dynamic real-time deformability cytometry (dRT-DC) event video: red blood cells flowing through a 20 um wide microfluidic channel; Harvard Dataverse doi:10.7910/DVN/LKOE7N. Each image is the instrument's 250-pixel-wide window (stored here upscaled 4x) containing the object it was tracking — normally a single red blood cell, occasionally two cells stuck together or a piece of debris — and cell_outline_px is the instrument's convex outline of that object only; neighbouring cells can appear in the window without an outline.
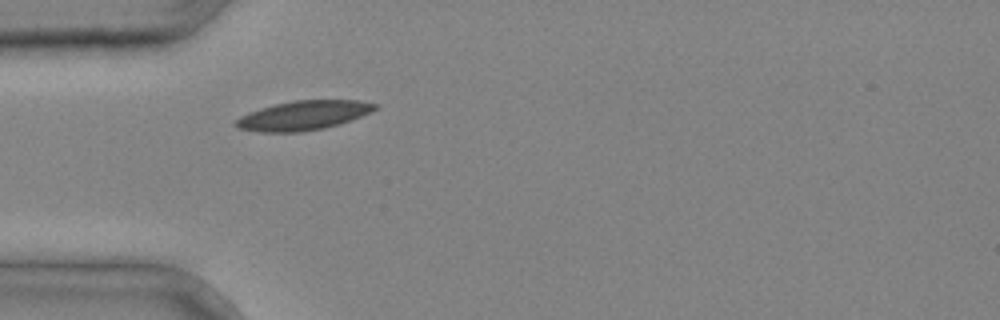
{"species": "common noctule bat (a hibernating species)", "species_latin": "Nyctalus noctula", "temperature_condition": "cold", "stored_images_in_passage": 1, "camera_frame_rate_fps": 3000, "um_per_image_px": 0.085, "animal": {"sex": "male", "body_mass_g": 20.4}, "frame": {"image": 1, "passage_image": 1, "time_ms": 0.0, "image_size_px": [1000, 320], "cell_outline_px": [[380, 104], [372, 112], [324, 128], [300, 132], [260, 132], [236, 128], [232, 124], [240, 116], [248, 112], [260, 108], [276, 104], [296, 100], [360, 100]], "centroid_in_image_um": [25.75, 9.81], "position_along_channel_um": 59.3, "area_um2": 23.7}}